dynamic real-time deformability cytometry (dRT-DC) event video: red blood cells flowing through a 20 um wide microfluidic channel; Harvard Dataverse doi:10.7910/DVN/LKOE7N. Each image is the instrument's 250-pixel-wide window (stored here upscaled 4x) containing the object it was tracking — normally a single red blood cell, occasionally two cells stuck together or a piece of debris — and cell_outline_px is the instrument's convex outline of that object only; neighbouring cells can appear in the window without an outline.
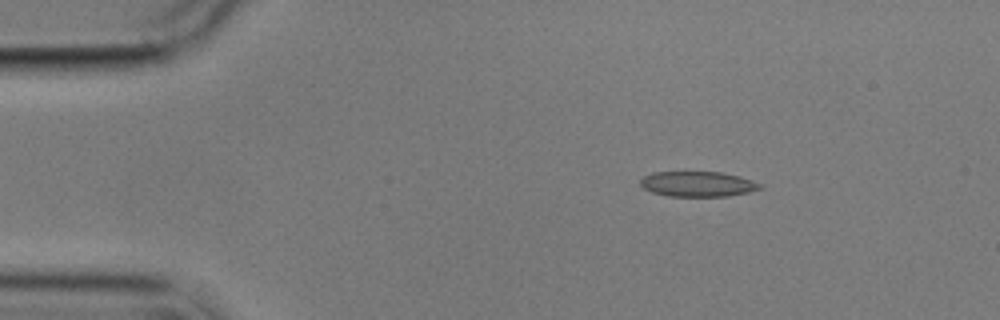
{"species": "common noctule bat (a hibernating species)", "species_latin": "Nyctalus noctula", "temperature_condition": "cold", "stored_images_in_passage": 3, "camera_frame_rate_fps": 3000, "um_per_image_px": 0.085, "animal": {"sex": "male", "body_mass_g": 17.9}, "frame": {"image": 1, "passage_image": 1, "time_ms": 0.0, "image_size_px": [1000, 320], "cell_outline_px": [[764, 188], [748, 192], [728, 196], [668, 196], [652, 192], [644, 188], [640, 184], [640, 180], [644, 176], [652, 172], [720, 172], [740, 176], [752, 180], [760, 184]], "centroid_in_image_um": [59.31, 15.64], "position_along_channel_um": 25.7, "area_um2": 17.57}}